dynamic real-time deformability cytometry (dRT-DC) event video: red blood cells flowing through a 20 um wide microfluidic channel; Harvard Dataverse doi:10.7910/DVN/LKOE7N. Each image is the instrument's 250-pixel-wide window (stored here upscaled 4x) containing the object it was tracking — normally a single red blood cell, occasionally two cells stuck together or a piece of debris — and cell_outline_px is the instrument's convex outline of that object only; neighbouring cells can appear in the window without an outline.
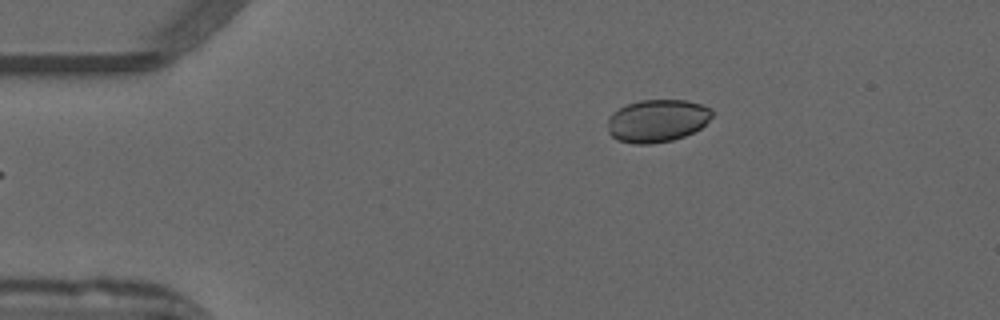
{"species": "common noctule bat (a hibernating species)", "species_latin": "Nyctalus noctula", "temperature_condition": "warm", "stored_images_in_passage": 36, "camera_frame_rate_fps": 3000, "um_per_image_px": 0.085, "animal": {"sex": "male", "forearm_length_mm": 52.5}, "frame": {"image": 1, "passage_image": 1, "time_ms": 0.0, "image_size_px": [1000, 320], "cell_outline_px": [[712, 116], [700, 128], [684, 136], [672, 140], [652, 144], [632, 144], [616, 140], [608, 132], [608, 116], [612, 112], [628, 104], [640, 100], [688, 100], [712, 108]], "centroid_in_image_um": [55.83, 10.27], "position_along_channel_um": 29.2, "area_um2": 26.07}}
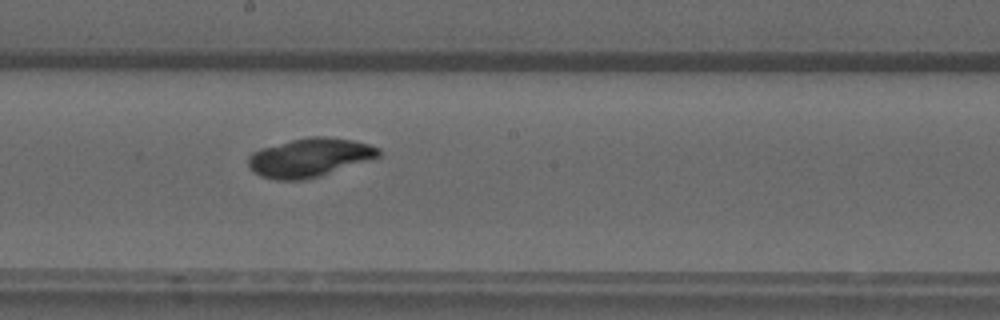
{"frame": {"image": 2, "passage_image": 20, "time_ms": 6.333, "image_size_px": [1000, 320], "cell_outline_px": [[380, 156], [320, 176], [304, 180], [276, 180], [260, 176], [252, 172], [248, 164], [248, 156], [252, 152], [260, 148], [308, 136], [324, 136], [352, 140], [368, 144], [380, 148]], "centroid_in_image_um": [26.27, 13.39], "position_along_channel_um": 221.9, "area_um2": 29.36}}
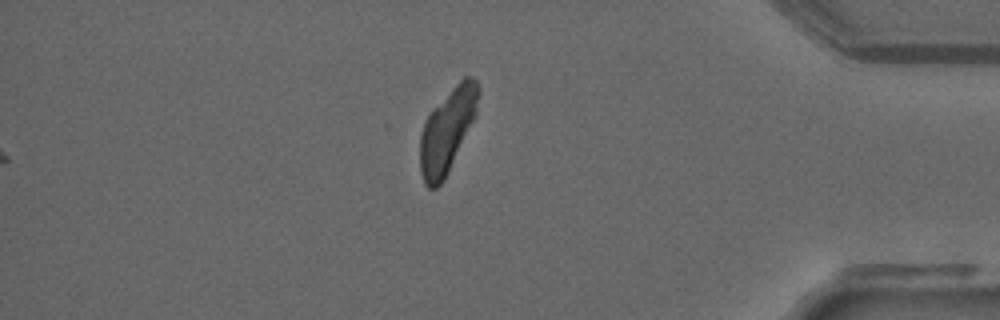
{"frame": {"image": 3, "passage_image": 36, "time_ms": 11.667, "image_size_px": [1000, 320], "cell_outline_px": [[480, 92], [476, 116], [444, 180], [436, 188], [428, 188], [424, 184], [420, 172], [420, 136], [424, 124], [432, 108], [464, 76], [472, 76], [476, 80], [480, 88]], "centroid_in_image_um": [38.03, 11.08], "position_along_channel_um": 397.2, "area_um2": 28.44}}